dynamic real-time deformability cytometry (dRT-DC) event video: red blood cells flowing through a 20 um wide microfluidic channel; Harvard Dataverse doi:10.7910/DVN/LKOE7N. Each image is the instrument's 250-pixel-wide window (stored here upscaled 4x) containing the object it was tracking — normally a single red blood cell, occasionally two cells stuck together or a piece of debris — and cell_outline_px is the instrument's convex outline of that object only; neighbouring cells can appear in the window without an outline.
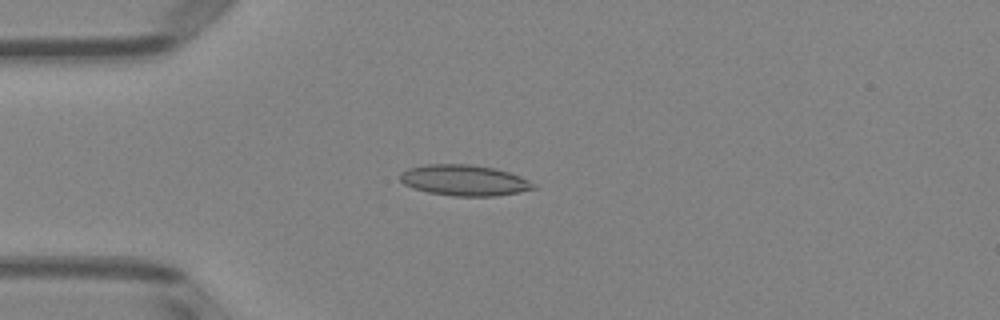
{"species": "Egyptian fruit bat (a non-hibernating species)", "species_latin": "Rousettus aegyptiacus", "temperature_condition": "room temperature", "stored_images_in_passage": 5, "camera_frame_rate_fps": 3000, "um_per_image_px": 0.085, "animal": {"sex": "female"}, "frame": {"image": 1, "passage_image": 4, "time_ms": 3.667, "image_size_px": [1000, 320], "cell_outline_px": [[536, 188], [496, 196], [452, 196], [428, 192], [412, 188], [404, 184], [400, 180], [400, 172], [408, 168], [424, 164], [468, 164], [492, 168], [508, 172], [520, 176], [536, 184]], "centroid_in_image_um": [39.42, 15.32], "position_along_channel_um": 45.6, "area_um2": 23.93}}